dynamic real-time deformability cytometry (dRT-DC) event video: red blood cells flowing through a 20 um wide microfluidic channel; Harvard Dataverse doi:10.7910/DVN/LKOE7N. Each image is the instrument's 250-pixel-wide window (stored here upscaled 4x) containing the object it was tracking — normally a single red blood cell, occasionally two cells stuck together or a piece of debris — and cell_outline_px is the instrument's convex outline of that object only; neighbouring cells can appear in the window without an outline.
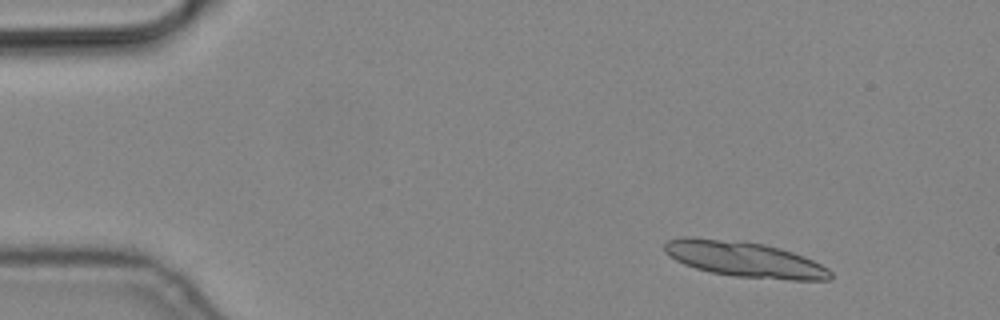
{"species": "common noctule bat (a hibernating species)", "species_latin": "Nyctalus noctula", "temperature_condition": "cold", "stored_images_in_passage": 6, "camera_frame_rate_fps": 3000, "um_per_image_px": 0.085, "animal": {"sex": "male", "body_mass_g": 19.2, "forearm_length_mm": 51.8}, "frame": {"image": 1, "passage_image": 2, "time_ms": 0.333, "image_size_px": [1000, 320], "cell_outline_px": [[832, 276], [828, 280], [788, 280], [732, 276], [712, 272], [696, 268], [684, 264], [676, 260], [664, 252], [664, 244], [668, 240], [684, 236], [688, 236], [764, 244], [780, 248], [804, 256], [828, 268], [832, 272]], "centroid_in_image_um": [63.28, 22.05], "position_along_channel_um": 21.7, "area_um2": 34.16}}